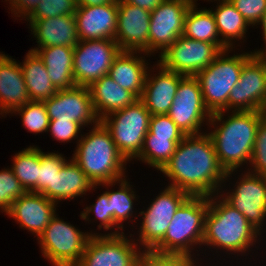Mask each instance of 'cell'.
<instances>
[{
    "instance_id": "4",
    "label": "cell",
    "mask_w": 266,
    "mask_h": 266,
    "mask_svg": "<svg viewBox=\"0 0 266 266\" xmlns=\"http://www.w3.org/2000/svg\"><path fill=\"white\" fill-rule=\"evenodd\" d=\"M78 141L72 159L94 185L126 177L128 161L119 152L110 132L99 122Z\"/></svg>"
},
{
    "instance_id": "25",
    "label": "cell",
    "mask_w": 266,
    "mask_h": 266,
    "mask_svg": "<svg viewBox=\"0 0 266 266\" xmlns=\"http://www.w3.org/2000/svg\"><path fill=\"white\" fill-rule=\"evenodd\" d=\"M94 111L99 120L107 115L133 104L138 98L129 90L123 89L107 75L89 86Z\"/></svg>"
},
{
    "instance_id": "8",
    "label": "cell",
    "mask_w": 266,
    "mask_h": 266,
    "mask_svg": "<svg viewBox=\"0 0 266 266\" xmlns=\"http://www.w3.org/2000/svg\"><path fill=\"white\" fill-rule=\"evenodd\" d=\"M57 214L37 239L41 253L52 266H76L91 235H99V232H82Z\"/></svg>"
},
{
    "instance_id": "33",
    "label": "cell",
    "mask_w": 266,
    "mask_h": 266,
    "mask_svg": "<svg viewBox=\"0 0 266 266\" xmlns=\"http://www.w3.org/2000/svg\"><path fill=\"white\" fill-rule=\"evenodd\" d=\"M180 142L171 141L168 138L155 137L149 131L145 136L142 151L136 159L160 171L171 159Z\"/></svg>"
},
{
    "instance_id": "41",
    "label": "cell",
    "mask_w": 266,
    "mask_h": 266,
    "mask_svg": "<svg viewBox=\"0 0 266 266\" xmlns=\"http://www.w3.org/2000/svg\"><path fill=\"white\" fill-rule=\"evenodd\" d=\"M135 266H196L190 260L177 255L159 254L153 251H142Z\"/></svg>"
},
{
    "instance_id": "18",
    "label": "cell",
    "mask_w": 266,
    "mask_h": 266,
    "mask_svg": "<svg viewBox=\"0 0 266 266\" xmlns=\"http://www.w3.org/2000/svg\"><path fill=\"white\" fill-rule=\"evenodd\" d=\"M117 30L115 41L121 51H139L149 55V23L151 12L117 0Z\"/></svg>"
},
{
    "instance_id": "9",
    "label": "cell",
    "mask_w": 266,
    "mask_h": 266,
    "mask_svg": "<svg viewBox=\"0 0 266 266\" xmlns=\"http://www.w3.org/2000/svg\"><path fill=\"white\" fill-rule=\"evenodd\" d=\"M188 197L186 192L166 185L146 210L138 213L136 219L140 216L142 221L137 231L139 237L133 241L143 251H151L164 238L176 210Z\"/></svg>"
},
{
    "instance_id": "23",
    "label": "cell",
    "mask_w": 266,
    "mask_h": 266,
    "mask_svg": "<svg viewBox=\"0 0 266 266\" xmlns=\"http://www.w3.org/2000/svg\"><path fill=\"white\" fill-rule=\"evenodd\" d=\"M29 22L31 34L36 38L37 46H75L79 42L74 14L62 15L41 20H26Z\"/></svg>"
},
{
    "instance_id": "42",
    "label": "cell",
    "mask_w": 266,
    "mask_h": 266,
    "mask_svg": "<svg viewBox=\"0 0 266 266\" xmlns=\"http://www.w3.org/2000/svg\"><path fill=\"white\" fill-rule=\"evenodd\" d=\"M82 126L79 123L74 121H64V120H50L48 131L52 135L54 140L59 141V143H67L72 141L73 139L76 140V144L82 137ZM81 133V134H79Z\"/></svg>"
},
{
    "instance_id": "35",
    "label": "cell",
    "mask_w": 266,
    "mask_h": 266,
    "mask_svg": "<svg viewBox=\"0 0 266 266\" xmlns=\"http://www.w3.org/2000/svg\"><path fill=\"white\" fill-rule=\"evenodd\" d=\"M108 195L107 192L103 191L102 194H100L96 202L92 205L86 206L83 208V211L80 213L81 219L85 220L86 222H91L94 220H99L98 224V230H106L105 235H119L123 234V229L114 221V218L110 215V206L108 204ZM91 213L94 214V218L91 219ZM115 228V229H114ZM113 232H112V230ZM111 230L110 233L107 231Z\"/></svg>"
},
{
    "instance_id": "19",
    "label": "cell",
    "mask_w": 266,
    "mask_h": 266,
    "mask_svg": "<svg viewBox=\"0 0 266 266\" xmlns=\"http://www.w3.org/2000/svg\"><path fill=\"white\" fill-rule=\"evenodd\" d=\"M154 72L157 73L154 74ZM183 77L184 75L165 69L158 61L157 64H153L149 68L140 100L151 115H162L169 112L179 82Z\"/></svg>"
},
{
    "instance_id": "2",
    "label": "cell",
    "mask_w": 266,
    "mask_h": 266,
    "mask_svg": "<svg viewBox=\"0 0 266 266\" xmlns=\"http://www.w3.org/2000/svg\"><path fill=\"white\" fill-rule=\"evenodd\" d=\"M264 117L262 111H219L211 115L208 126L214 130L208 134L218 162L226 171L224 183L243 165L249 167L257 129Z\"/></svg>"
},
{
    "instance_id": "16",
    "label": "cell",
    "mask_w": 266,
    "mask_h": 266,
    "mask_svg": "<svg viewBox=\"0 0 266 266\" xmlns=\"http://www.w3.org/2000/svg\"><path fill=\"white\" fill-rule=\"evenodd\" d=\"M266 100V57L252 55L228 98V111H262Z\"/></svg>"
},
{
    "instance_id": "47",
    "label": "cell",
    "mask_w": 266,
    "mask_h": 266,
    "mask_svg": "<svg viewBox=\"0 0 266 266\" xmlns=\"http://www.w3.org/2000/svg\"><path fill=\"white\" fill-rule=\"evenodd\" d=\"M77 7L114 4L117 0H75Z\"/></svg>"
},
{
    "instance_id": "46",
    "label": "cell",
    "mask_w": 266,
    "mask_h": 266,
    "mask_svg": "<svg viewBox=\"0 0 266 266\" xmlns=\"http://www.w3.org/2000/svg\"><path fill=\"white\" fill-rule=\"evenodd\" d=\"M257 25H261L262 28V38L264 41L265 47L260 48L259 50L255 49L253 50V55L260 56V57H266V12L262 16L260 22Z\"/></svg>"
},
{
    "instance_id": "29",
    "label": "cell",
    "mask_w": 266,
    "mask_h": 266,
    "mask_svg": "<svg viewBox=\"0 0 266 266\" xmlns=\"http://www.w3.org/2000/svg\"><path fill=\"white\" fill-rule=\"evenodd\" d=\"M31 100L43 101L58 91L49 78L47 68L39 55L28 50L24 61L19 63Z\"/></svg>"
},
{
    "instance_id": "31",
    "label": "cell",
    "mask_w": 266,
    "mask_h": 266,
    "mask_svg": "<svg viewBox=\"0 0 266 266\" xmlns=\"http://www.w3.org/2000/svg\"><path fill=\"white\" fill-rule=\"evenodd\" d=\"M115 185L119 186L118 190L114 191L113 189L109 191L110 186L115 187ZM99 186H105L104 188L107 190L106 192L109 200L110 215L123 231H125L123 223L125 220L126 222L129 220L128 223H132L133 217H136L134 213H137V211H134V203L139 199V196L136 195L135 189L132 188L133 186L130 184L127 177L115 182L101 183L98 185V188H100Z\"/></svg>"
},
{
    "instance_id": "3",
    "label": "cell",
    "mask_w": 266,
    "mask_h": 266,
    "mask_svg": "<svg viewBox=\"0 0 266 266\" xmlns=\"http://www.w3.org/2000/svg\"><path fill=\"white\" fill-rule=\"evenodd\" d=\"M208 200L209 209L205 218L202 245L216 249L215 253L226 250L225 254L229 252V255L240 256L241 253V256H248L247 252L253 251L250 250L251 247L259 244L261 234L241 212L229 205L219 194L208 197Z\"/></svg>"
},
{
    "instance_id": "1",
    "label": "cell",
    "mask_w": 266,
    "mask_h": 266,
    "mask_svg": "<svg viewBox=\"0 0 266 266\" xmlns=\"http://www.w3.org/2000/svg\"><path fill=\"white\" fill-rule=\"evenodd\" d=\"M160 172L170 180L168 186L189 196L210 197L227 185L226 171L219 164L211 136L206 132L186 135Z\"/></svg>"
},
{
    "instance_id": "12",
    "label": "cell",
    "mask_w": 266,
    "mask_h": 266,
    "mask_svg": "<svg viewBox=\"0 0 266 266\" xmlns=\"http://www.w3.org/2000/svg\"><path fill=\"white\" fill-rule=\"evenodd\" d=\"M167 115L185 135L204 133L201 127L209 124L212 114L204 104L202 90L195 76H184L180 80Z\"/></svg>"
},
{
    "instance_id": "40",
    "label": "cell",
    "mask_w": 266,
    "mask_h": 266,
    "mask_svg": "<svg viewBox=\"0 0 266 266\" xmlns=\"http://www.w3.org/2000/svg\"><path fill=\"white\" fill-rule=\"evenodd\" d=\"M149 131L155 137L168 138L171 141H182L186 136L167 114L151 115Z\"/></svg>"
},
{
    "instance_id": "15",
    "label": "cell",
    "mask_w": 266,
    "mask_h": 266,
    "mask_svg": "<svg viewBox=\"0 0 266 266\" xmlns=\"http://www.w3.org/2000/svg\"><path fill=\"white\" fill-rule=\"evenodd\" d=\"M193 0H164L151 11L149 23V55L160 56L183 35L184 19ZM161 51V52H160ZM153 53V54H152Z\"/></svg>"
},
{
    "instance_id": "32",
    "label": "cell",
    "mask_w": 266,
    "mask_h": 266,
    "mask_svg": "<svg viewBox=\"0 0 266 266\" xmlns=\"http://www.w3.org/2000/svg\"><path fill=\"white\" fill-rule=\"evenodd\" d=\"M12 170L26 192H36L39 173V147L33 145L14 155Z\"/></svg>"
},
{
    "instance_id": "38",
    "label": "cell",
    "mask_w": 266,
    "mask_h": 266,
    "mask_svg": "<svg viewBox=\"0 0 266 266\" xmlns=\"http://www.w3.org/2000/svg\"><path fill=\"white\" fill-rule=\"evenodd\" d=\"M25 192L11 167L0 171V211L2 213L6 214L12 203Z\"/></svg>"
},
{
    "instance_id": "6",
    "label": "cell",
    "mask_w": 266,
    "mask_h": 266,
    "mask_svg": "<svg viewBox=\"0 0 266 266\" xmlns=\"http://www.w3.org/2000/svg\"><path fill=\"white\" fill-rule=\"evenodd\" d=\"M232 50L235 49L222 51L207 68L195 75L204 104L211 114L228 111L230 92L239 81L243 64L253 55L252 51H247L231 56Z\"/></svg>"
},
{
    "instance_id": "45",
    "label": "cell",
    "mask_w": 266,
    "mask_h": 266,
    "mask_svg": "<svg viewBox=\"0 0 266 266\" xmlns=\"http://www.w3.org/2000/svg\"><path fill=\"white\" fill-rule=\"evenodd\" d=\"M124 1L133 6H138L142 9H146L151 12L156 7H158L164 0H124Z\"/></svg>"
},
{
    "instance_id": "11",
    "label": "cell",
    "mask_w": 266,
    "mask_h": 266,
    "mask_svg": "<svg viewBox=\"0 0 266 266\" xmlns=\"http://www.w3.org/2000/svg\"><path fill=\"white\" fill-rule=\"evenodd\" d=\"M115 40H79L74 46L73 76L77 86L89 87L107 75L114 58L119 54Z\"/></svg>"
},
{
    "instance_id": "27",
    "label": "cell",
    "mask_w": 266,
    "mask_h": 266,
    "mask_svg": "<svg viewBox=\"0 0 266 266\" xmlns=\"http://www.w3.org/2000/svg\"><path fill=\"white\" fill-rule=\"evenodd\" d=\"M98 185L86 176L79 165L71 158L63 165L54 179V202L84 197L87 192L97 189ZM84 195V196H83Z\"/></svg>"
},
{
    "instance_id": "17",
    "label": "cell",
    "mask_w": 266,
    "mask_h": 266,
    "mask_svg": "<svg viewBox=\"0 0 266 266\" xmlns=\"http://www.w3.org/2000/svg\"><path fill=\"white\" fill-rule=\"evenodd\" d=\"M50 120L74 121L83 129L95 126L98 119L92 104L91 92L87 86H76L58 90L51 98L43 100Z\"/></svg>"
},
{
    "instance_id": "50",
    "label": "cell",
    "mask_w": 266,
    "mask_h": 266,
    "mask_svg": "<svg viewBox=\"0 0 266 266\" xmlns=\"http://www.w3.org/2000/svg\"><path fill=\"white\" fill-rule=\"evenodd\" d=\"M6 2H8L9 1V4L13 1V0H5Z\"/></svg>"
},
{
    "instance_id": "43",
    "label": "cell",
    "mask_w": 266,
    "mask_h": 266,
    "mask_svg": "<svg viewBox=\"0 0 266 266\" xmlns=\"http://www.w3.org/2000/svg\"><path fill=\"white\" fill-rule=\"evenodd\" d=\"M251 27L260 22L266 12V0H229Z\"/></svg>"
},
{
    "instance_id": "28",
    "label": "cell",
    "mask_w": 266,
    "mask_h": 266,
    "mask_svg": "<svg viewBox=\"0 0 266 266\" xmlns=\"http://www.w3.org/2000/svg\"><path fill=\"white\" fill-rule=\"evenodd\" d=\"M212 9L220 40L229 49H235L236 41L244 43L250 25L230 1H217L216 8Z\"/></svg>"
},
{
    "instance_id": "30",
    "label": "cell",
    "mask_w": 266,
    "mask_h": 266,
    "mask_svg": "<svg viewBox=\"0 0 266 266\" xmlns=\"http://www.w3.org/2000/svg\"><path fill=\"white\" fill-rule=\"evenodd\" d=\"M197 5L194 1L186 13L183 36L216 44L222 51L229 49L219 38L211 9H199Z\"/></svg>"
},
{
    "instance_id": "44",
    "label": "cell",
    "mask_w": 266,
    "mask_h": 266,
    "mask_svg": "<svg viewBox=\"0 0 266 266\" xmlns=\"http://www.w3.org/2000/svg\"><path fill=\"white\" fill-rule=\"evenodd\" d=\"M40 2L41 0H13L9 7L16 19L20 17L23 20Z\"/></svg>"
},
{
    "instance_id": "20",
    "label": "cell",
    "mask_w": 266,
    "mask_h": 266,
    "mask_svg": "<svg viewBox=\"0 0 266 266\" xmlns=\"http://www.w3.org/2000/svg\"><path fill=\"white\" fill-rule=\"evenodd\" d=\"M57 204L46 196L36 192H25L16 199L5 214L12 217L21 229L35 234L38 239L56 214Z\"/></svg>"
},
{
    "instance_id": "10",
    "label": "cell",
    "mask_w": 266,
    "mask_h": 266,
    "mask_svg": "<svg viewBox=\"0 0 266 266\" xmlns=\"http://www.w3.org/2000/svg\"><path fill=\"white\" fill-rule=\"evenodd\" d=\"M239 177L233 189H230L231 192L227 189L224 192L221 189L219 194L229 205L241 212L255 230L262 234L266 221V178L248 170H244Z\"/></svg>"
},
{
    "instance_id": "5",
    "label": "cell",
    "mask_w": 266,
    "mask_h": 266,
    "mask_svg": "<svg viewBox=\"0 0 266 266\" xmlns=\"http://www.w3.org/2000/svg\"><path fill=\"white\" fill-rule=\"evenodd\" d=\"M208 209V197L189 196L176 210L164 238L151 251L184 257L199 266L194 251L195 248L200 251V248L203 247L205 218Z\"/></svg>"
},
{
    "instance_id": "14",
    "label": "cell",
    "mask_w": 266,
    "mask_h": 266,
    "mask_svg": "<svg viewBox=\"0 0 266 266\" xmlns=\"http://www.w3.org/2000/svg\"><path fill=\"white\" fill-rule=\"evenodd\" d=\"M222 50L213 43L179 36L157 60L165 69L184 76H195L207 68Z\"/></svg>"
},
{
    "instance_id": "24",
    "label": "cell",
    "mask_w": 266,
    "mask_h": 266,
    "mask_svg": "<svg viewBox=\"0 0 266 266\" xmlns=\"http://www.w3.org/2000/svg\"><path fill=\"white\" fill-rule=\"evenodd\" d=\"M146 55L139 51H120L108 71V76L113 81L132 92L138 99L142 95L150 68L148 60L145 59Z\"/></svg>"
},
{
    "instance_id": "37",
    "label": "cell",
    "mask_w": 266,
    "mask_h": 266,
    "mask_svg": "<svg viewBox=\"0 0 266 266\" xmlns=\"http://www.w3.org/2000/svg\"><path fill=\"white\" fill-rule=\"evenodd\" d=\"M75 0H41L24 20H41L62 15L75 14Z\"/></svg>"
},
{
    "instance_id": "34",
    "label": "cell",
    "mask_w": 266,
    "mask_h": 266,
    "mask_svg": "<svg viewBox=\"0 0 266 266\" xmlns=\"http://www.w3.org/2000/svg\"><path fill=\"white\" fill-rule=\"evenodd\" d=\"M68 160L59 152H43L39 148V173L36 193L43 194L54 202V179Z\"/></svg>"
},
{
    "instance_id": "7",
    "label": "cell",
    "mask_w": 266,
    "mask_h": 266,
    "mask_svg": "<svg viewBox=\"0 0 266 266\" xmlns=\"http://www.w3.org/2000/svg\"><path fill=\"white\" fill-rule=\"evenodd\" d=\"M151 114L137 99L126 108L115 111L100 122L110 132L119 152L130 162L140 155L146 134L149 132Z\"/></svg>"
},
{
    "instance_id": "13",
    "label": "cell",
    "mask_w": 266,
    "mask_h": 266,
    "mask_svg": "<svg viewBox=\"0 0 266 266\" xmlns=\"http://www.w3.org/2000/svg\"><path fill=\"white\" fill-rule=\"evenodd\" d=\"M126 235H91L76 266H135L143 250Z\"/></svg>"
},
{
    "instance_id": "39",
    "label": "cell",
    "mask_w": 266,
    "mask_h": 266,
    "mask_svg": "<svg viewBox=\"0 0 266 266\" xmlns=\"http://www.w3.org/2000/svg\"><path fill=\"white\" fill-rule=\"evenodd\" d=\"M249 172L266 178V116L258 126Z\"/></svg>"
},
{
    "instance_id": "48",
    "label": "cell",
    "mask_w": 266,
    "mask_h": 266,
    "mask_svg": "<svg viewBox=\"0 0 266 266\" xmlns=\"http://www.w3.org/2000/svg\"><path fill=\"white\" fill-rule=\"evenodd\" d=\"M262 112H263V114L266 116V100H265V104H264V107H263V109H262Z\"/></svg>"
},
{
    "instance_id": "36",
    "label": "cell",
    "mask_w": 266,
    "mask_h": 266,
    "mask_svg": "<svg viewBox=\"0 0 266 266\" xmlns=\"http://www.w3.org/2000/svg\"><path fill=\"white\" fill-rule=\"evenodd\" d=\"M13 113L21 115L22 125L28 132L40 135L48 131L50 119L43 101L31 100Z\"/></svg>"
},
{
    "instance_id": "22",
    "label": "cell",
    "mask_w": 266,
    "mask_h": 266,
    "mask_svg": "<svg viewBox=\"0 0 266 266\" xmlns=\"http://www.w3.org/2000/svg\"><path fill=\"white\" fill-rule=\"evenodd\" d=\"M30 101L19 62L0 52V115H13Z\"/></svg>"
},
{
    "instance_id": "49",
    "label": "cell",
    "mask_w": 266,
    "mask_h": 266,
    "mask_svg": "<svg viewBox=\"0 0 266 266\" xmlns=\"http://www.w3.org/2000/svg\"><path fill=\"white\" fill-rule=\"evenodd\" d=\"M207 1H211V2H213V1L215 2L216 1L217 2V1H229V0H213V1L212 0H207Z\"/></svg>"
},
{
    "instance_id": "26",
    "label": "cell",
    "mask_w": 266,
    "mask_h": 266,
    "mask_svg": "<svg viewBox=\"0 0 266 266\" xmlns=\"http://www.w3.org/2000/svg\"><path fill=\"white\" fill-rule=\"evenodd\" d=\"M43 60L49 78L57 90L76 87L73 76V46H50L35 48Z\"/></svg>"
},
{
    "instance_id": "21",
    "label": "cell",
    "mask_w": 266,
    "mask_h": 266,
    "mask_svg": "<svg viewBox=\"0 0 266 266\" xmlns=\"http://www.w3.org/2000/svg\"><path fill=\"white\" fill-rule=\"evenodd\" d=\"M118 2L77 7L74 14L79 40H114L117 30Z\"/></svg>"
}]
</instances>
